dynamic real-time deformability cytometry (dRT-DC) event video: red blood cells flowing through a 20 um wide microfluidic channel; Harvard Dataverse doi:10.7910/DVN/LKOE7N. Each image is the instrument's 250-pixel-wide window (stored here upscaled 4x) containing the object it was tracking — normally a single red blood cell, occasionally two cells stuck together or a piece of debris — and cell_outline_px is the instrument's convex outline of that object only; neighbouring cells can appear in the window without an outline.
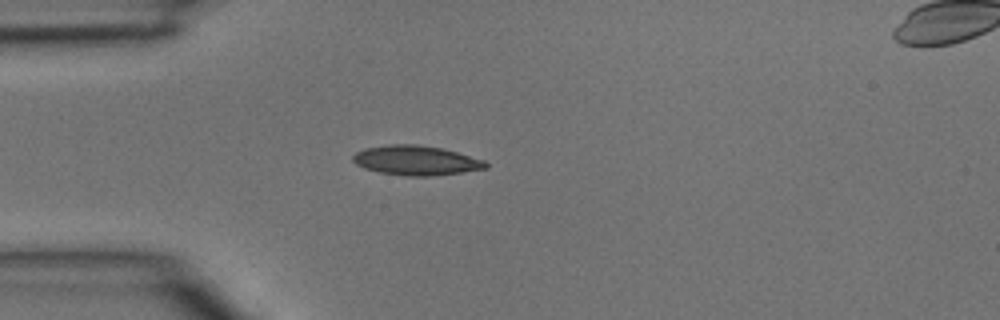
{"species": "common noctule bat (a hibernating species)", "species_latin": "Nyctalus noctula", "temperature_condition": "room temperature", "stored_images_in_passage": 6, "camera_frame_rate_fps": 3000, "um_per_image_px": 0.085, "animal": {"sex": "male", "body_mass_g": 15.6}, "frame": {"image": 1, "passage_image": 5, "time_ms": 1.333, "image_size_px": [1000, 320], "cell_outline_px": [[488, 168], [432, 176], [408, 176], [380, 172], [364, 168], [356, 164], [352, 160], [352, 156], [356, 152], [364, 148], [388, 144], [416, 144], [440, 148], [456, 152], [484, 160], [488, 164]], "centroid_in_image_um": [35.33, 13.63], "position_along_channel_um": 49.7, "area_um2": 22.77}}